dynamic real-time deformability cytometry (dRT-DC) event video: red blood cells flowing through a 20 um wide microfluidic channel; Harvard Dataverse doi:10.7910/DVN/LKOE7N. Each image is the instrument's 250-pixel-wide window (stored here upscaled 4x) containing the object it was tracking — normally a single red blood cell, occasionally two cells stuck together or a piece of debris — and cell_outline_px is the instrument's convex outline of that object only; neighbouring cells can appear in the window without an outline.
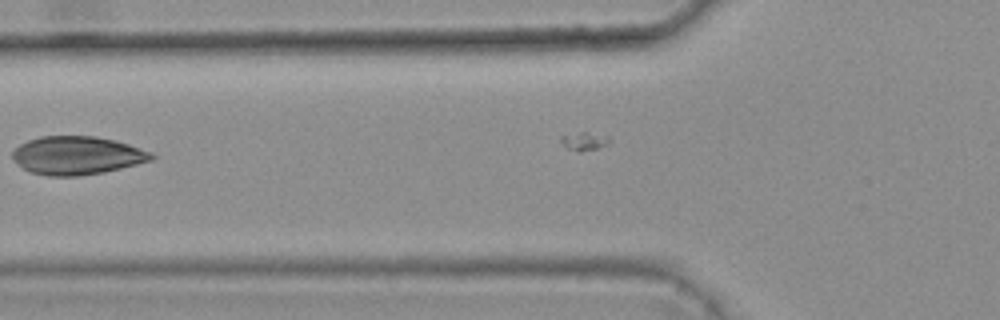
{"species": "common noctule bat (a hibernating species)", "species_latin": "Nyctalus noctula", "temperature_condition": "warm", "stored_images_in_passage": 3, "camera_frame_rate_fps": 3000, "um_per_image_px": 0.085, "animal": {"sex": "female", "body_mass_g": 25.1}, "frame": {"image": 1, "passage_image": 2, "time_ms": 0.333, "image_size_px": [1000, 320], "cell_outline_px": [[156, 156], [152, 160], [104, 172], [76, 176], [48, 176], [32, 172], [24, 168], [12, 156], [12, 152], [20, 144], [28, 140], [40, 136], [96, 136], [116, 140], [152, 152]], "centroid_in_image_um": [6.58, 13.2], "position_along_channel_um": 119.2, "area_um2": 30.81}}